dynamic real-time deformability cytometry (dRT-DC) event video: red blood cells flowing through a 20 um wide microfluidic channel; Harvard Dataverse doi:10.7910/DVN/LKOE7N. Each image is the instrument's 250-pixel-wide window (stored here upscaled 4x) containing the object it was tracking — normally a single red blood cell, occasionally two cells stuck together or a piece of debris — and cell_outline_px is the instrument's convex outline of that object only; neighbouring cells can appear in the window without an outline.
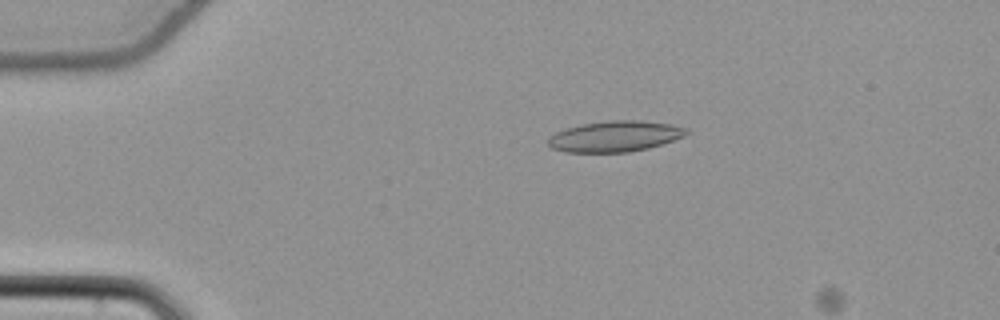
{"species": "common noctule bat (a hibernating species)", "species_latin": "Nyctalus noctula", "temperature_condition": "cold", "stored_images_in_passage": 13, "camera_frame_rate_fps": 3000, "um_per_image_px": 0.085, "animal": {"sex": "female", "body_mass_g": 22.7, "forearm_length_mm": 54.2}, "frame": {"image": 1, "passage_image": 11, "time_ms": 3.333, "image_size_px": [1000, 320], "cell_outline_px": [[692, 132], [684, 136], [648, 148], [628, 152], [564, 152], [552, 148], [548, 144], [548, 136], [564, 128], [580, 124], [608, 120], [640, 120], [672, 124], [688, 128]], "centroid_in_image_um": [52.27, 11.57], "position_along_channel_um": 32.7, "area_um2": 25.09}}